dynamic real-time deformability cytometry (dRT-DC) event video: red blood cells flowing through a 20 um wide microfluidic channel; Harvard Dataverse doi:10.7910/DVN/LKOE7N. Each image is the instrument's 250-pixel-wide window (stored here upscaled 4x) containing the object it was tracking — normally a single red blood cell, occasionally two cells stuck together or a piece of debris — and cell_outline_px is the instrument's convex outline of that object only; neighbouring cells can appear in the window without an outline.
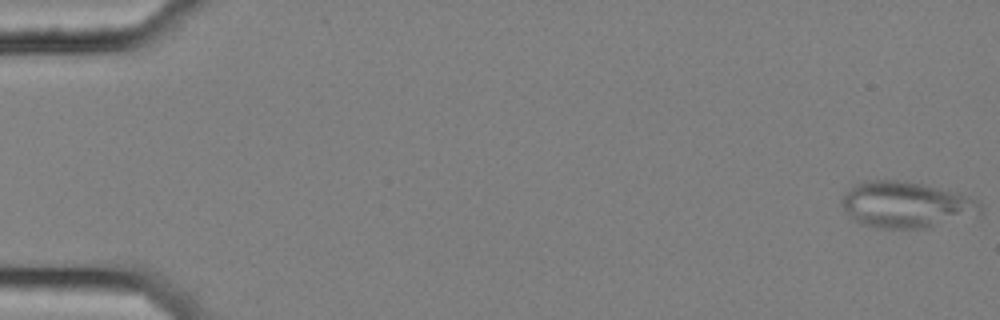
{"species": "common noctule bat (a hibernating species)", "species_latin": "Nyctalus noctula", "temperature_condition": "cold", "stored_images_in_passage": 45, "camera_frame_rate_fps": 3000, "um_per_image_px": 0.085, "animal": {"sex": "female", "body_mass_g": 25.1}, "frame": {"image": 1, "passage_image": 1, "time_ms": 0.0, "image_size_px": [1000, 320], "cell_outline_px": [[980, 212], [928, 228], [880, 228], [860, 224], [852, 220], [840, 204], [840, 200], [844, 192], [856, 184], [868, 180], [896, 180], [920, 184], [956, 192], [980, 200]], "centroid_in_image_um": [76.93, 17.4], "position_along_channel_um": 8.1, "area_um2": 36.99}}
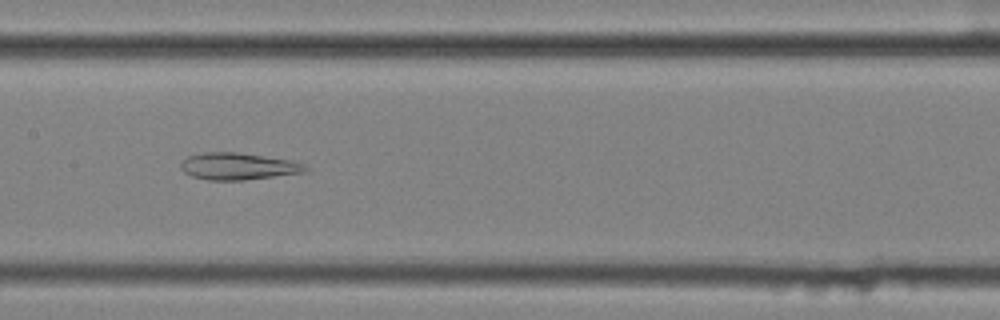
{"frame": {"image": 2, "passage_image": 29, "time_ms": 9.333, "image_size_px": [1000, 320], "cell_outline_px": [[312, 168], [304, 172], [244, 180], [208, 180], [192, 176], [184, 172], [180, 168], [180, 164], [188, 156], [204, 152], [236, 152], [292, 160], [304, 164]], "centroid_in_image_um": [20.25, 14.13], "position_along_channel_um": 187.1, "area_um2": 19.54}}
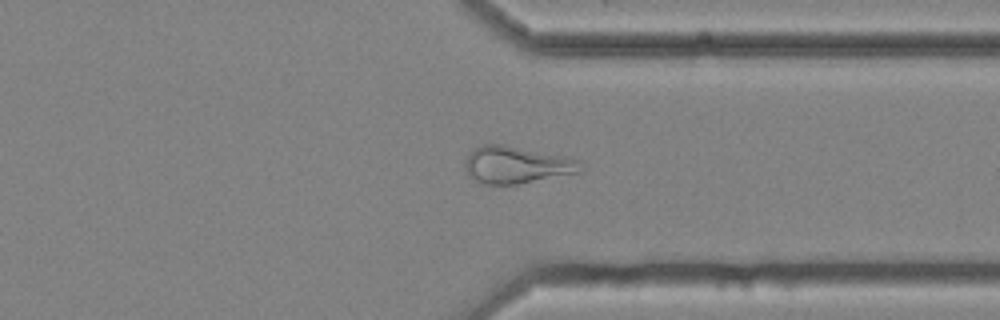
{"frame": {"image": 3, "passage_image": 44, "time_ms": 14.333, "image_size_px": [1000, 320], "cell_outline_px": [[584, 168], [580, 172], [516, 184], [484, 184], [468, 176], [464, 168], [464, 160], [472, 148], [480, 144], [504, 144], [568, 156], [580, 160]], "centroid_in_image_um": [43.89, 13.99], "position_along_channel_um": 367.5, "area_um2": 25.43}}